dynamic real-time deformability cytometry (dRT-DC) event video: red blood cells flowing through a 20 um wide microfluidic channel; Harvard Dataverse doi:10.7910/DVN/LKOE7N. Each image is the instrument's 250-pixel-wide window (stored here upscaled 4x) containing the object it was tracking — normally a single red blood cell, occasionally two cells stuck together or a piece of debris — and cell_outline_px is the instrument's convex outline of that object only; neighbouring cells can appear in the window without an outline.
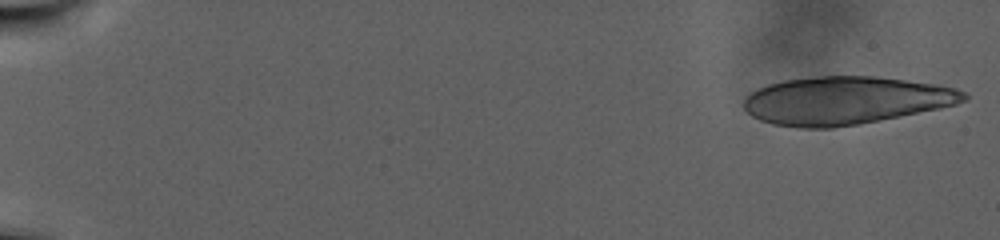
{"species": "human", "species_latin": "Homo sapiens", "temperature_condition": "warm", "stored_images_in_passage": 37, "camera_frame_rate_fps": 3000, "um_per_image_px": 0.085, "donor": {"sex": "male"}, "frame": {"image": 1, "passage_image": 1, "time_ms": 0.0, "image_size_px": [1000, 240], "cell_outline_px": [[968, 100], [956, 104], [940, 108], [900, 116], [856, 124], [832, 128], [800, 128], [772, 124], [760, 120], [752, 116], [744, 108], [744, 100], [752, 92], [768, 84], [784, 80], [820, 76], [872, 76], [904, 80], [932, 84], [956, 88], [964, 92], [968, 96]], "centroid_in_image_um": [71.86, 8.54], "position_along_channel_um": 13.1, "area_um2": 60.92}}